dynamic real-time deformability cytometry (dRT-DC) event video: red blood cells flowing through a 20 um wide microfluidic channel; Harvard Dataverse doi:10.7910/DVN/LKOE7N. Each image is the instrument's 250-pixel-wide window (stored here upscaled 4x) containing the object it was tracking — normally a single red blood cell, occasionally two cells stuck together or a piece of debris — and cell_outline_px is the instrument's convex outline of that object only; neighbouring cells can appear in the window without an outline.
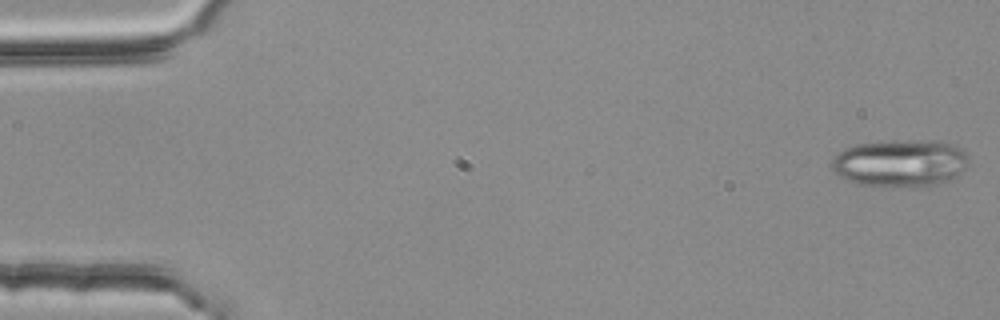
{"species": "common noctule bat (a hibernating species)", "species_latin": "Nyctalus noctula", "temperature_condition": "room temperature", "stored_images_in_passage": 5, "camera_frame_rate_fps": 3000, "um_per_image_px": 0.085, "animal": {"sex": "female", "body_mass_g": 25.1}, "frame": {"image": 1, "passage_image": 1, "time_ms": 0.0, "image_size_px": [1000, 320], "cell_outline_px": [[968, 164], [956, 176], [948, 180], [936, 184], [860, 184], [848, 180], [840, 176], [832, 168], [832, 160], [836, 152], [852, 144], [936, 140], [952, 144], [964, 152], [968, 160]], "centroid_in_image_um": [76.49, 13.82], "position_along_channel_um": 8.5, "area_um2": 36.3}}